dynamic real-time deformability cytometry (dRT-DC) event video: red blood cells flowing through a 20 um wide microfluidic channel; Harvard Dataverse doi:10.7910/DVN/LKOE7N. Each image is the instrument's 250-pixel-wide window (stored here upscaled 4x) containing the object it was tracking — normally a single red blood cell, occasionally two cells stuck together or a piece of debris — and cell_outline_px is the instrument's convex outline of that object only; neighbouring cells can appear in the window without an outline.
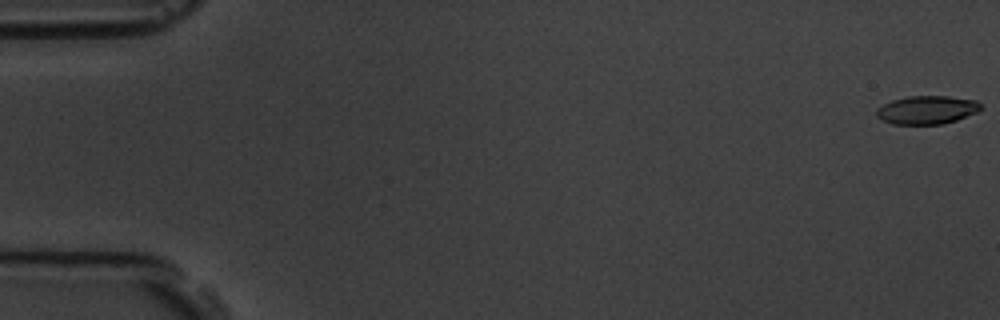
{"species": "common noctule bat (a hibernating species)", "species_latin": "Nyctalus noctula", "temperature_condition": "room temperature", "stored_images_in_passage": 6, "camera_frame_rate_fps": 3000, "um_per_image_px": 0.085, "animal": {"sex": "male", "body_mass_g": 19.5, "forearm_length_mm": 54.6}, "frame": {"image": 1, "passage_image": 1, "time_ms": 0.0, "image_size_px": [1000, 320], "cell_outline_px": [[984, 108], [976, 112], [956, 120], [944, 124], [892, 124], [876, 116], [876, 108], [892, 100], [908, 96], [948, 96], [976, 100]], "centroid_in_image_um": [78.79, 9.34], "position_along_channel_um": 6.2, "area_um2": 17.22}}
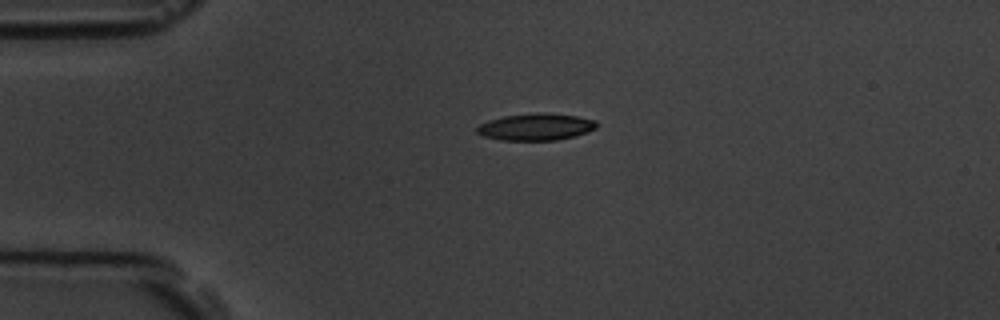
{"frame": {"image": 2, "passage_image": 4, "time_ms": 4.333, "image_size_px": [1000, 320], "cell_outline_px": [[600, 124], [596, 128], [588, 132], [576, 136], [556, 140], [500, 140], [484, 136], [476, 132], [476, 128], [480, 124], [488, 120], [504, 116], [536, 112], [544, 112], [576, 116], [596, 120]], "centroid_in_image_um": [45.58, 10.78], "position_along_channel_um": 39.4, "area_um2": 18.96}}
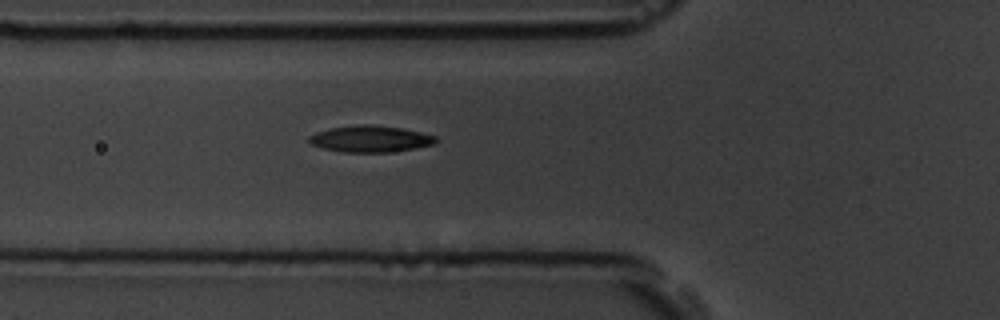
{"frame": {"image": 3, "passage_image": 6, "time_ms": 6.667, "image_size_px": [1000, 320], "cell_outline_px": [[436, 144], [388, 152], [344, 152], [324, 148], [312, 144], [308, 140], [308, 136], [316, 132], [332, 128], [364, 124], [368, 124], [404, 128], [436, 136]], "centroid_in_image_um": [31.49, 11.8], "position_along_channel_um": 94.3, "area_um2": 19.31}}